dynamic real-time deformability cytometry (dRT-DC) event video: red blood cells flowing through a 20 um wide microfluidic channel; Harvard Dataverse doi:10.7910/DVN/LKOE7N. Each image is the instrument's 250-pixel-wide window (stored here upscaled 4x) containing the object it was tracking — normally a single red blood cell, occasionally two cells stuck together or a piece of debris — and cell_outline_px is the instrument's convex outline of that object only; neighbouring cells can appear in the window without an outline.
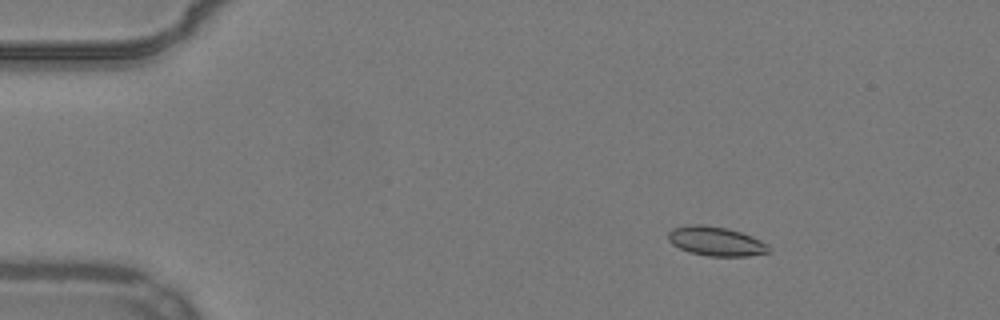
{"species": "common noctule bat (a hibernating species)", "species_latin": "Nyctalus noctula", "temperature_condition": "warm", "stored_images_in_passage": 54, "camera_frame_rate_fps": 3000, "um_per_image_px": 0.085, "animal": {"sex": "male", "body_mass_g": 19.2, "forearm_length_mm": 51.8}, "frame": {"image": 1, "passage_image": 9, "time_ms": 2.667, "image_size_px": [1000, 320], "cell_outline_px": [[772, 248], [768, 252], [748, 256], [708, 256], [688, 252], [672, 244], [668, 240], [668, 232], [672, 228], [688, 224], [704, 224], [728, 228], [752, 236], [768, 244]], "centroid_in_image_um": [60.84, 20.5], "position_along_channel_um": 24.2, "area_um2": 17.34}}
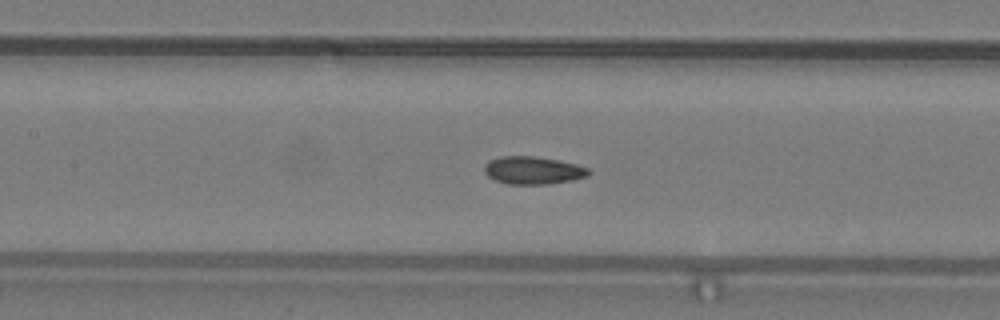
{"frame": {"image": 2, "passage_image": 26, "time_ms": 8.333, "image_size_px": [1000, 320], "cell_outline_px": [[592, 172], [588, 176], [572, 180], [548, 184], [508, 184], [496, 180], [488, 176], [484, 172], [484, 164], [488, 160], [500, 156], [532, 156], [560, 160], [576, 164], [588, 168]], "centroid_in_image_um": [45.3, 14.47], "position_along_channel_um": 162.1, "area_um2": 16.99}}
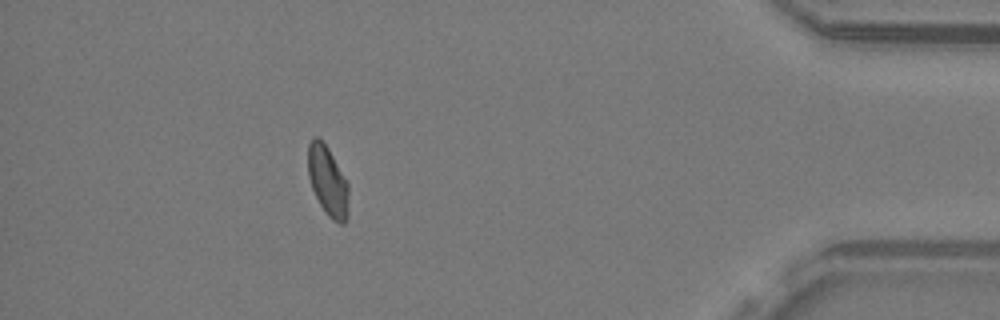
{"frame": {"image": 3, "passage_image": 49, "time_ms": 16.0, "image_size_px": [1000, 320], "cell_outline_px": [[348, 216], [344, 224], [340, 224], [332, 220], [328, 216], [320, 204], [312, 188], [308, 176], [308, 144], [312, 136], [316, 136], [328, 148], [348, 184]], "centroid_in_image_um": [27.85, 15.41], "position_along_channel_um": 407.3, "area_um2": 16.42}, "authors_computed_cell_mechanics": {"area_um2": 16.6175, "velocity_mm_per_s": 3.8804, "shape_relaxation_time_tau1_ms": 10.0955, "shape_relaxation_time_tau2_ms": 1.5679, "deformation_change_tau1": 0.1703, "deformation_change_tau2": 0.0564}}